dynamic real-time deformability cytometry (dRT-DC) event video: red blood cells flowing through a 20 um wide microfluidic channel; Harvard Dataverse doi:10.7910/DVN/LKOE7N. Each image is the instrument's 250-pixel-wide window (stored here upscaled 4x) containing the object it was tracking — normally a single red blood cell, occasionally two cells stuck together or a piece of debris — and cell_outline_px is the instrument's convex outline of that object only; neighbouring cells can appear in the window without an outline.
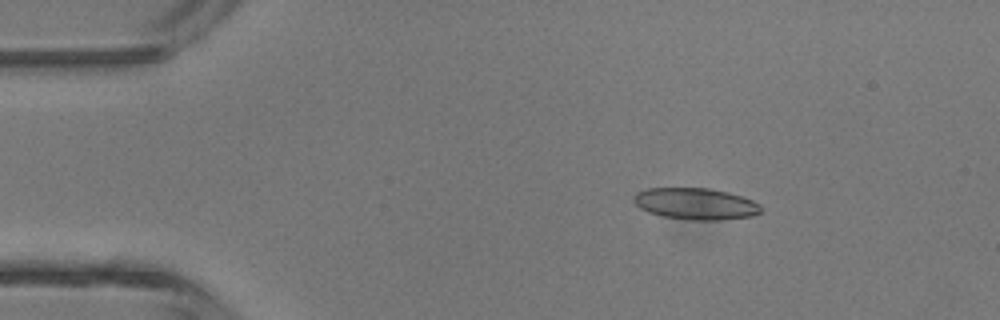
{"species": "common noctule bat (a hibernating species)", "species_latin": "Nyctalus noctula", "temperature_condition": "room temperature", "stored_images_in_passage": 5, "camera_frame_rate_fps": 3000, "um_per_image_px": 0.085, "animal": {"sex": "male", "body_mass_g": 13.3}, "frame": {"image": 1, "passage_image": 3, "time_ms": 0.667, "image_size_px": [1000, 320], "cell_outline_px": [[760, 212], [752, 216], [720, 220], [692, 220], [664, 216], [648, 212], [640, 208], [632, 200], [636, 192], [648, 188], [708, 188], [728, 192], [752, 200], [760, 204]], "centroid_in_image_um": [59.11, 17.32], "position_along_channel_um": 25.9, "area_um2": 23.29}}
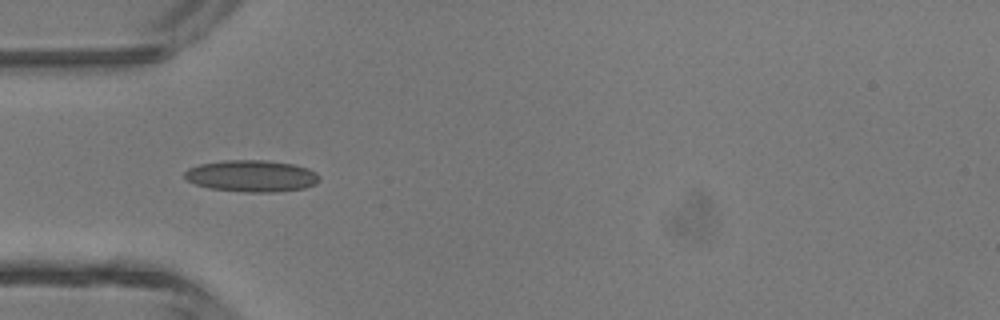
{"frame": {"image": 2, "passage_image": 5, "time_ms": 1.333, "image_size_px": [1000, 320], "cell_outline_px": [[320, 180], [316, 184], [304, 188], [276, 192], [244, 192], [208, 188], [196, 184], [188, 180], [184, 176], [184, 172], [188, 168], [200, 164], [224, 160], [264, 160], [292, 164], [308, 168], [316, 172], [320, 176]], "centroid_in_image_um": [21.4, 14.96], "position_along_channel_um": 63.6, "area_um2": 24.97}}